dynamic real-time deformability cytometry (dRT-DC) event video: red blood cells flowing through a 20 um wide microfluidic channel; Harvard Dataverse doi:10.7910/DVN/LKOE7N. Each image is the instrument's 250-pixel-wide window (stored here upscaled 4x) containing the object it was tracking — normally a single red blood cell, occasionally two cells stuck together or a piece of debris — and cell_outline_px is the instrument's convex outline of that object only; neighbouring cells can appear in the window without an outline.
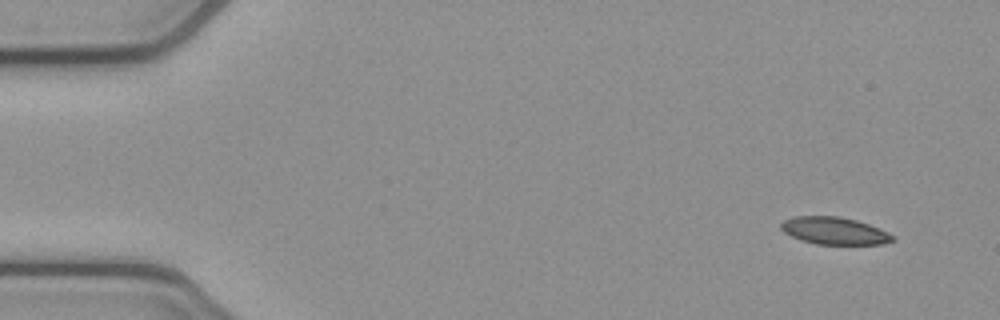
{"species": "common noctule bat (a hibernating species)", "species_latin": "Nyctalus noctula", "temperature_condition": "cold", "stored_images_in_passage": 8, "camera_frame_rate_fps": 3000, "um_per_image_px": 0.085, "animal": {"sex": "female", "body_mass_g": 21.9}, "frame": {"image": 1, "passage_image": 1, "time_ms": 0.0, "image_size_px": [1000, 320], "cell_outline_px": [[896, 240], [884, 244], [816, 244], [800, 240], [784, 232], [780, 228], [780, 224], [784, 220], [796, 216], [840, 216], [856, 220], [880, 228], [896, 236]], "centroid_in_image_um": [70.96, 19.62], "position_along_channel_um": 14.0, "area_um2": 17.92}}
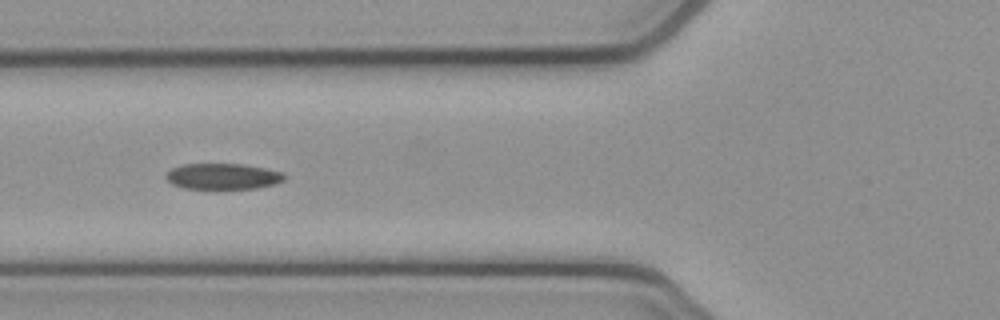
{"frame": {"image": 2, "passage_image": 5, "time_ms": 1.333, "image_size_px": [1000, 320], "cell_outline_px": [[288, 176], [284, 180], [276, 184], [256, 188], [184, 188], [172, 184], [164, 176], [172, 168], [184, 164], [240, 164], [264, 168], [284, 172]], "centroid_in_image_um": [18.98, 14.99], "position_along_channel_um": 106.8, "area_um2": 17.8}}
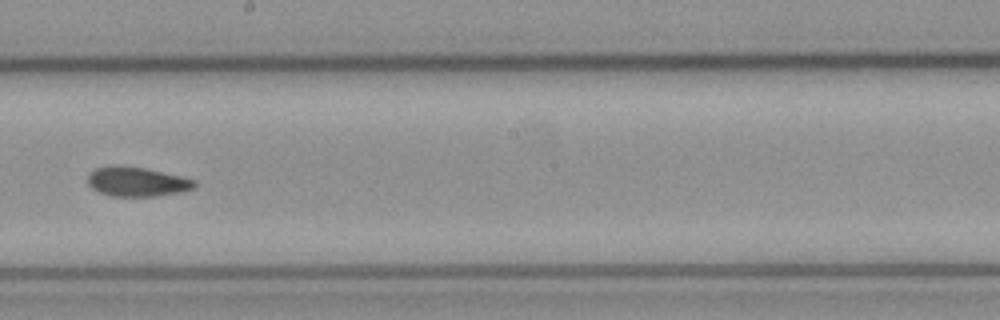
{"frame": {"image": 3, "passage_image": 8, "time_ms": 2.333, "image_size_px": [1000, 320], "cell_outline_px": [[196, 188], [184, 192], [156, 196], [112, 196], [100, 192], [92, 188], [88, 184], [88, 172], [96, 168], [108, 164], [120, 164], [144, 168], [180, 176], [196, 180]], "centroid_in_image_um": [11.63, 15.43], "position_along_channel_um": 236.6, "area_um2": 18.67}}